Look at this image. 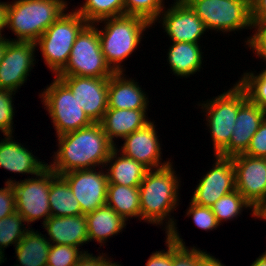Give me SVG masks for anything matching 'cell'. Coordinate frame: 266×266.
<instances>
[{
  "instance_id": "obj_22",
  "label": "cell",
  "mask_w": 266,
  "mask_h": 266,
  "mask_svg": "<svg viewBox=\"0 0 266 266\" xmlns=\"http://www.w3.org/2000/svg\"><path fill=\"white\" fill-rule=\"evenodd\" d=\"M147 111L148 109L107 108L100 123L107 138L116 146L115 138L122 140L152 120L148 117Z\"/></svg>"
},
{
  "instance_id": "obj_1",
  "label": "cell",
  "mask_w": 266,
  "mask_h": 266,
  "mask_svg": "<svg viewBox=\"0 0 266 266\" xmlns=\"http://www.w3.org/2000/svg\"><path fill=\"white\" fill-rule=\"evenodd\" d=\"M57 151L48 167L61 175L73 170L104 167L115 145L107 138L101 123L57 136Z\"/></svg>"
},
{
  "instance_id": "obj_2",
  "label": "cell",
  "mask_w": 266,
  "mask_h": 266,
  "mask_svg": "<svg viewBox=\"0 0 266 266\" xmlns=\"http://www.w3.org/2000/svg\"><path fill=\"white\" fill-rule=\"evenodd\" d=\"M178 175L170 162L164 167L148 170L139 185L141 221L164 225L166 235L177 226V219L171 214L180 204L178 189H181L182 181Z\"/></svg>"
},
{
  "instance_id": "obj_30",
  "label": "cell",
  "mask_w": 266,
  "mask_h": 266,
  "mask_svg": "<svg viewBox=\"0 0 266 266\" xmlns=\"http://www.w3.org/2000/svg\"><path fill=\"white\" fill-rule=\"evenodd\" d=\"M26 224L23 217L17 212L0 219V265L7 259H4L5 248L9 247V245L16 247L31 229L27 228Z\"/></svg>"
},
{
  "instance_id": "obj_17",
  "label": "cell",
  "mask_w": 266,
  "mask_h": 266,
  "mask_svg": "<svg viewBox=\"0 0 266 266\" xmlns=\"http://www.w3.org/2000/svg\"><path fill=\"white\" fill-rule=\"evenodd\" d=\"M154 123L155 121H150L123 138L121 148H117L118 144L115 146L123 155L140 162L149 170L164 167L172 161L167 158L168 160L162 162V143L159 141L160 136H157L158 131Z\"/></svg>"
},
{
  "instance_id": "obj_40",
  "label": "cell",
  "mask_w": 266,
  "mask_h": 266,
  "mask_svg": "<svg viewBox=\"0 0 266 266\" xmlns=\"http://www.w3.org/2000/svg\"><path fill=\"white\" fill-rule=\"evenodd\" d=\"M166 250L152 252L145 266H173V239L165 234Z\"/></svg>"
},
{
  "instance_id": "obj_35",
  "label": "cell",
  "mask_w": 266,
  "mask_h": 266,
  "mask_svg": "<svg viewBox=\"0 0 266 266\" xmlns=\"http://www.w3.org/2000/svg\"><path fill=\"white\" fill-rule=\"evenodd\" d=\"M79 247H72L64 244H51L47 265L49 266H74L79 259L87 253Z\"/></svg>"
},
{
  "instance_id": "obj_31",
  "label": "cell",
  "mask_w": 266,
  "mask_h": 266,
  "mask_svg": "<svg viewBox=\"0 0 266 266\" xmlns=\"http://www.w3.org/2000/svg\"><path fill=\"white\" fill-rule=\"evenodd\" d=\"M245 209H251V217H253V207L244 199V197L237 191L220 197L213 206L211 210L214 213L216 220L219 225H222L224 221H233L242 215ZM235 218V219H234Z\"/></svg>"
},
{
  "instance_id": "obj_33",
  "label": "cell",
  "mask_w": 266,
  "mask_h": 266,
  "mask_svg": "<svg viewBox=\"0 0 266 266\" xmlns=\"http://www.w3.org/2000/svg\"><path fill=\"white\" fill-rule=\"evenodd\" d=\"M178 227H174L168 234L173 239V266H196L197 260L205 252L198 247L186 246L179 235Z\"/></svg>"
},
{
  "instance_id": "obj_27",
  "label": "cell",
  "mask_w": 266,
  "mask_h": 266,
  "mask_svg": "<svg viewBox=\"0 0 266 266\" xmlns=\"http://www.w3.org/2000/svg\"><path fill=\"white\" fill-rule=\"evenodd\" d=\"M106 204L127 222L131 218L141 222L139 187L108 184Z\"/></svg>"
},
{
  "instance_id": "obj_15",
  "label": "cell",
  "mask_w": 266,
  "mask_h": 266,
  "mask_svg": "<svg viewBox=\"0 0 266 266\" xmlns=\"http://www.w3.org/2000/svg\"><path fill=\"white\" fill-rule=\"evenodd\" d=\"M235 170V187L254 208L266 199V158L237 154L231 157Z\"/></svg>"
},
{
  "instance_id": "obj_8",
  "label": "cell",
  "mask_w": 266,
  "mask_h": 266,
  "mask_svg": "<svg viewBox=\"0 0 266 266\" xmlns=\"http://www.w3.org/2000/svg\"><path fill=\"white\" fill-rule=\"evenodd\" d=\"M209 32L223 34L252 29L251 7L247 0H184Z\"/></svg>"
},
{
  "instance_id": "obj_28",
  "label": "cell",
  "mask_w": 266,
  "mask_h": 266,
  "mask_svg": "<svg viewBox=\"0 0 266 266\" xmlns=\"http://www.w3.org/2000/svg\"><path fill=\"white\" fill-rule=\"evenodd\" d=\"M49 204L51 216L82 215L80 203L76 200L66 179L56 174L51 179Z\"/></svg>"
},
{
  "instance_id": "obj_41",
  "label": "cell",
  "mask_w": 266,
  "mask_h": 266,
  "mask_svg": "<svg viewBox=\"0 0 266 266\" xmlns=\"http://www.w3.org/2000/svg\"><path fill=\"white\" fill-rule=\"evenodd\" d=\"M0 188V219L16 212L15 191L12 183Z\"/></svg>"
},
{
  "instance_id": "obj_14",
  "label": "cell",
  "mask_w": 266,
  "mask_h": 266,
  "mask_svg": "<svg viewBox=\"0 0 266 266\" xmlns=\"http://www.w3.org/2000/svg\"><path fill=\"white\" fill-rule=\"evenodd\" d=\"M104 168L100 167L98 171L96 168L73 170L61 174L80 203L82 214L86 215L106 205L108 179Z\"/></svg>"
},
{
  "instance_id": "obj_5",
  "label": "cell",
  "mask_w": 266,
  "mask_h": 266,
  "mask_svg": "<svg viewBox=\"0 0 266 266\" xmlns=\"http://www.w3.org/2000/svg\"><path fill=\"white\" fill-rule=\"evenodd\" d=\"M248 99L246 91L236 82L222 94L197 104L204 112L209 129L213 155H218L230 142L239 107Z\"/></svg>"
},
{
  "instance_id": "obj_34",
  "label": "cell",
  "mask_w": 266,
  "mask_h": 266,
  "mask_svg": "<svg viewBox=\"0 0 266 266\" xmlns=\"http://www.w3.org/2000/svg\"><path fill=\"white\" fill-rule=\"evenodd\" d=\"M125 15L139 16L152 25L165 8V0H124Z\"/></svg>"
},
{
  "instance_id": "obj_9",
  "label": "cell",
  "mask_w": 266,
  "mask_h": 266,
  "mask_svg": "<svg viewBox=\"0 0 266 266\" xmlns=\"http://www.w3.org/2000/svg\"><path fill=\"white\" fill-rule=\"evenodd\" d=\"M114 73L105 61L97 26L88 23L76 37L68 63L56 76L109 78Z\"/></svg>"
},
{
  "instance_id": "obj_6",
  "label": "cell",
  "mask_w": 266,
  "mask_h": 266,
  "mask_svg": "<svg viewBox=\"0 0 266 266\" xmlns=\"http://www.w3.org/2000/svg\"><path fill=\"white\" fill-rule=\"evenodd\" d=\"M88 22L74 9L63 13L36 41L44 64L56 76L68 63L76 37Z\"/></svg>"
},
{
  "instance_id": "obj_26",
  "label": "cell",
  "mask_w": 266,
  "mask_h": 266,
  "mask_svg": "<svg viewBox=\"0 0 266 266\" xmlns=\"http://www.w3.org/2000/svg\"><path fill=\"white\" fill-rule=\"evenodd\" d=\"M51 244L38 230L30 229L15 247L18 266H45Z\"/></svg>"
},
{
  "instance_id": "obj_24",
  "label": "cell",
  "mask_w": 266,
  "mask_h": 266,
  "mask_svg": "<svg viewBox=\"0 0 266 266\" xmlns=\"http://www.w3.org/2000/svg\"><path fill=\"white\" fill-rule=\"evenodd\" d=\"M167 49V62L173 75L188 78L203 69L204 55L200 43L171 42Z\"/></svg>"
},
{
  "instance_id": "obj_4",
  "label": "cell",
  "mask_w": 266,
  "mask_h": 266,
  "mask_svg": "<svg viewBox=\"0 0 266 266\" xmlns=\"http://www.w3.org/2000/svg\"><path fill=\"white\" fill-rule=\"evenodd\" d=\"M66 0H12L8 4L7 28L17 38L11 41L36 42L66 11Z\"/></svg>"
},
{
  "instance_id": "obj_10",
  "label": "cell",
  "mask_w": 266,
  "mask_h": 266,
  "mask_svg": "<svg viewBox=\"0 0 266 266\" xmlns=\"http://www.w3.org/2000/svg\"><path fill=\"white\" fill-rule=\"evenodd\" d=\"M55 175L56 173L47 166L31 178L29 176L16 181L12 180V177L5 180V183H12L15 191L16 212L23 217L27 227L30 228L32 222L35 223L40 219L44 224L51 216L49 192L51 179Z\"/></svg>"
},
{
  "instance_id": "obj_16",
  "label": "cell",
  "mask_w": 266,
  "mask_h": 266,
  "mask_svg": "<svg viewBox=\"0 0 266 266\" xmlns=\"http://www.w3.org/2000/svg\"><path fill=\"white\" fill-rule=\"evenodd\" d=\"M71 90L93 123H100L108 108L109 78L57 76Z\"/></svg>"
},
{
  "instance_id": "obj_43",
  "label": "cell",
  "mask_w": 266,
  "mask_h": 266,
  "mask_svg": "<svg viewBox=\"0 0 266 266\" xmlns=\"http://www.w3.org/2000/svg\"><path fill=\"white\" fill-rule=\"evenodd\" d=\"M250 7L252 23L266 19V0H253Z\"/></svg>"
},
{
  "instance_id": "obj_13",
  "label": "cell",
  "mask_w": 266,
  "mask_h": 266,
  "mask_svg": "<svg viewBox=\"0 0 266 266\" xmlns=\"http://www.w3.org/2000/svg\"><path fill=\"white\" fill-rule=\"evenodd\" d=\"M214 161L212 169L206 171L194 188L190 201L196 205L211 207L220 197L236 190L232 158L214 155Z\"/></svg>"
},
{
  "instance_id": "obj_37",
  "label": "cell",
  "mask_w": 266,
  "mask_h": 266,
  "mask_svg": "<svg viewBox=\"0 0 266 266\" xmlns=\"http://www.w3.org/2000/svg\"><path fill=\"white\" fill-rule=\"evenodd\" d=\"M189 208L186 209L185 217H191L194 224L201 230L212 231L216 230L220 225L218 224L211 207H203L189 202Z\"/></svg>"
},
{
  "instance_id": "obj_45",
  "label": "cell",
  "mask_w": 266,
  "mask_h": 266,
  "mask_svg": "<svg viewBox=\"0 0 266 266\" xmlns=\"http://www.w3.org/2000/svg\"><path fill=\"white\" fill-rule=\"evenodd\" d=\"M8 4L9 2L0 1V34L5 38L3 31L7 29V19H8Z\"/></svg>"
},
{
  "instance_id": "obj_3",
  "label": "cell",
  "mask_w": 266,
  "mask_h": 266,
  "mask_svg": "<svg viewBox=\"0 0 266 266\" xmlns=\"http://www.w3.org/2000/svg\"><path fill=\"white\" fill-rule=\"evenodd\" d=\"M93 24L97 26L105 61L115 73L126 71L123 62L138 50L144 33L153 26L144 18L132 15L104 18Z\"/></svg>"
},
{
  "instance_id": "obj_7",
  "label": "cell",
  "mask_w": 266,
  "mask_h": 266,
  "mask_svg": "<svg viewBox=\"0 0 266 266\" xmlns=\"http://www.w3.org/2000/svg\"><path fill=\"white\" fill-rule=\"evenodd\" d=\"M39 93L53 123L56 137L87 127L93 122L85 114L69 87L57 76Z\"/></svg>"
},
{
  "instance_id": "obj_18",
  "label": "cell",
  "mask_w": 266,
  "mask_h": 266,
  "mask_svg": "<svg viewBox=\"0 0 266 266\" xmlns=\"http://www.w3.org/2000/svg\"><path fill=\"white\" fill-rule=\"evenodd\" d=\"M265 118L266 110L247 99L238 109L229 144L218 155L232 157L244 153Z\"/></svg>"
},
{
  "instance_id": "obj_48",
  "label": "cell",
  "mask_w": 266,
  "mask_h": 266,
  "mask_svg": "<svg viewBox=\"0 0 266 266\" xmlns=\"http://www.w3.org/2000/svg\"><path fill=\"white\" fill-rule=\"evenodd\" d=\"M5 47H6V37L0 42V63H1L2 58H3Z\"/></svg>"
},
{
  "instance_id": "obj_20",
  "label": "cell",
  "mask_w": 266,
  "mask_h": 266,
  "mask_svg": "<svg viewBox=\"0 0 266 266\" xmlns=\"http://www.w3.org/2000/svg\"><path fill=\"white\" fill-rule=\"evenodd\" d=\"M125 72L114 73L108 82V108L113 109H148V93Z\"/></svg>"
},
{
  "instance_id": "obj_39",
  "label": "cell",
  "mask_w": 266,
  "mask_h": 266,
  "mask_svg": "<svg viewBox=\"0 0 266 266\" xmlns=\"http://www.w3.org/2000/svg\"><path fill=\"white\" fill-rule=\"evenodd\" d=\"M243 154L266 158V118L262 121L258 131L251 138L249 147Z\"/></svg>"
},
{
  "instance_id": "obj_32",
  "label": "cell",
  "mask_w": 266,
  "mask_h": 266,
  "mask_svg": "<svg viewBox=\"0 0 266 266\" xmlns=\"http://www.w3.org/2000/svg\"><path fill=\"white\" fill-rule=\"evenodd\" d=\"M236 82L246 91L253 104L266 110V67L258 73L247 70Z\"/></svg>"
},
{
  "instance_id": "obj_38",
  "label": "cell",
  "mask_w": 266,
  "mask_h": 266,
  "mask_svg": "<svg viewBox=\"0 0 266 266\" xmlns=\"http://www.w3.org/2000/svg\"><path fill=\"white\" fill-rule=\"evenodd\" d=\"M252 29H254L253 34L244 43L250 50L252 49L257 58L266 63V19L252 23Z\"/></svg>"
},
{
  "instance_id": "obj_29",
  "label": "cell",
  "mask_w": 266,
  "mask_h": 266,
  "mask_svg": "<svg viewBox=\"0 0 266 266\" xmlns=\"http://www.w3.org/2000/svg\"><path fill=\"white\" fill-rule=\"evenodd\" d=\"M82 4L73 9L88 23L125 15L124 0H85Z\"/></svg>"
},
{
  "instance_id": "obj_42",
  "label": "cell",
  "mask_w": 266,
  "mask_h": 266,
  "mask_svg": "<svg viewBox=\"0 0 266 266\" xmlns=\"http://www.w3.org/2000/svg\"><path fill=\"white\" fill-rule=\"evenodd\" d=\"M101 253L99 252L96 256L93 253H84L74 266H122L118 262H114V259L110 258L106 253Z\"/></svg>"
},
{
  "instance_id": "obj_47",
  "label": "cell",
  "mask_w": 266,
  "mask_h": 266,
  "mask_svg": "<svg viewBox=\"0 0 266 266\" xmlns=\"http://www.w3.org/2000/svg\"><path fill=\"white\" fill-rule=\"evenodd\" d=\"M250 266H266V250Z\"/></svg>"
},
{
  "instance_id": "obj_19",
  "label": "cell",
  "mask_w": 266,
  "mask_h": 266,
  "mask_svg": "<svg viewBox=\"0 0 266 266\" xmlns=\"http://www.w3.org/2000/svg\"><path fill=\"white\" fill-rule=\"evenodd\" d=\"M3 137L0 140V167L4 170L35 176L48 166V163L34 156L26 145L15 140L13 134Z\"/></svg>"
},
{
  "instance_id": "obj_11",
  "label": "cell",
  "mask_w": 266,
  "mask_h": 266,
  "mask_svg": "<svg viewBox=\"0 0 266 266\" xmlns=\"http://www.w3.org/2000/svg\"><path fill=\"white\" fill-rule=\"evenodd\" d=\"M6 38V47L0 63V88L18 92L27 82L36 62V42L11 41Z\"/></svg>"
},
{
  "instance_id": "obj_12",
  "label": "cell",
  "mask_w": 266,
  "mask_h": 266,
  "mask_svg": "<svg viewBox=\"0 0 266 266\" xmlns=\"http://www.w3.org/2000/svg\"><path fill=\"white\" fill-rule=\"evenodd\" d=\"M165 7L155 23L162 24L170 42L200 43L207 31L204 23L184 0H173ZM171 6V7H170Z\"/></svg>"
},
{
  "instance_id": "obj_49",
  "label": "cell",
  "mask_w": 266,
  "mask_h": 266,
  "mask_svg": "<svg viewBox=\"0 0 266 266\" xmlns=\"http://www.w3.org/2000/svg\"><path fill=\"white\" fill-rule=\"evenodd\" d=\"M4 39V37L0 34V42Z\"/></svg>"
},
{
  "instance_id": "obj_21",
  "label": "cell",
  "mask_w": 266,
  "mask_h": 266,
  "mask_svg": "<svg viewBox=\"0 0 266 266\" xmlns=\"http://www.w3.org/2000/svg\"><path fill=\"white\" fill-rule=\"evenodd\" d=\"M50 244H64L79 247L88 244V230L85 214L76 216H50L43 224Z\"/></svg>"
},
{
  "instance_id": "obj_36",
  "label": "cell",
  "mask_w": 266,
  "mask_h": 266,
  "mask_svg": "<svg viewBox=\"0 0 266 266\" xmlns=\"http://www.w3.org/2000/svg\"><path fill=\"white\" fill-rule=\"evenodd\" d=\"M15 92L0 88V132L3 135L14 134L15 127L13 117L15 116V107L13 99Z\"/></svg>"
},
{
  "instance_id": "obj_25",
  "label": "cell",
  "mask_w": 266,
  "mask_h": 266,
  "mask_svg": "<svg viewBox=\"0 0 266 266\" xmlns=\"http://www.w3.org/2000/svg\"><path fill=\"white\" fill-rule=\"evenodd\" d=\"M104 167H106L105 172L108 184H119L129 187H139L146 172L149 170L140 162L123 155L116 147L111 152Z\"/></svg>"
},
{
  "instance_id": "obj_46",
  "label": "cell",
  "mask_w": 266,
  "mask_h": 266,
  "mask_svg": "<svg viewBox=\"0 0 266 266\" xmlns=\"http://www.w3.org/2000/svg\"><path fill=\"white\" fill-rule=\"evenodd\" d=\"M253 218L266 221V199L259 202L253 209Z\"/></svg>"
},
{
  "instance_id": "obj_23",
  "label": "cell",
  "mask_w": 266,
  "mask_h": 266,
  "mask_svg": "<svg viewBox=\"0 0 266 266\" xmlns=\"http://www.w3.org/2000/svg\"><path fill=\"white\" fill-rule=\"evenodd\" d=\"M88 242L95 241L100 247L106 246L108 239L117 236L126 228L128 222L107 204L85 215ZM124 228V229H123ZM107 241V242H106Z\"/></svg>"
},
{
  "instance_id": "obj_44",
  "label": "cell",
  "mask_w": 266,
  "mask_h": 266,
  "mask_svg": "<svg viewBox=\"0 0 266 266\" xmlns=\"http://www.w3.org/2000/svg\"><path fill=\"white\" fill-rule=\"evenodd\" d=\"M196 266H226V265L223 264L222 261L219 260L218 258L216 259V257L213 256L212 254L207 253V251H205L197 260Z\"/></svg>"
}]
</instances>
